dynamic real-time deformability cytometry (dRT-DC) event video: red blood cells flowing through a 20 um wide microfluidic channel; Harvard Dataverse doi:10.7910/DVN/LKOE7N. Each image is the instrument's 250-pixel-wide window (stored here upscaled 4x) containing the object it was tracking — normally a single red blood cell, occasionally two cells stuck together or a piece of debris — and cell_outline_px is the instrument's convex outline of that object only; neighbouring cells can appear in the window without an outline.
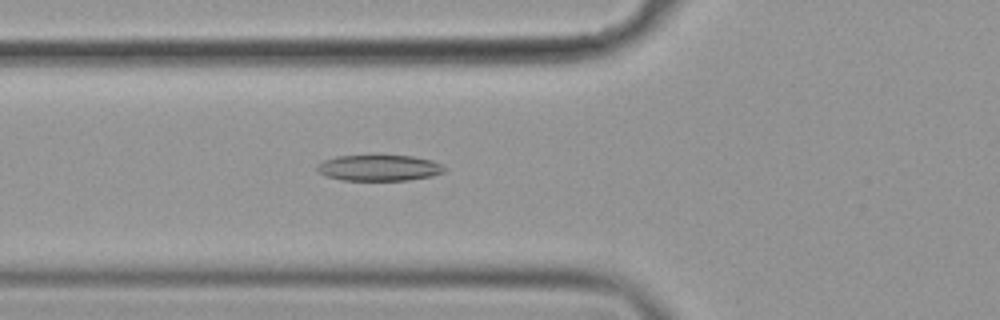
{"species": "common noctule bat (a hibernating species)", "species_latin": "Nyctalus noctula", "temperature_condition": "cold", "stored_images_in_passage": 56, "camera_frame_rate_fps": 3000, "um_per_image_px": 0.085, "animal": {"sex": "female", "body_mass_g": 19.9}, "frame": {"image": 1, "passage_image": 21, "time_ms": 6.667, "image_size_px": [1000, 320], "cell_outline_px": [[448, 168], [444, 172], [432, 176], [408, 180], [340, 180], [328, 176], [320, 172], [316, 168], [316, 164], [324, 160], [336, 156], [376, 152], [412, 156], [432, 160], [444, 164]], "centroid_in_image_um": [32.25, 14.21], "position_along_channel_um": 93.5, "area_um2": 20.4}}
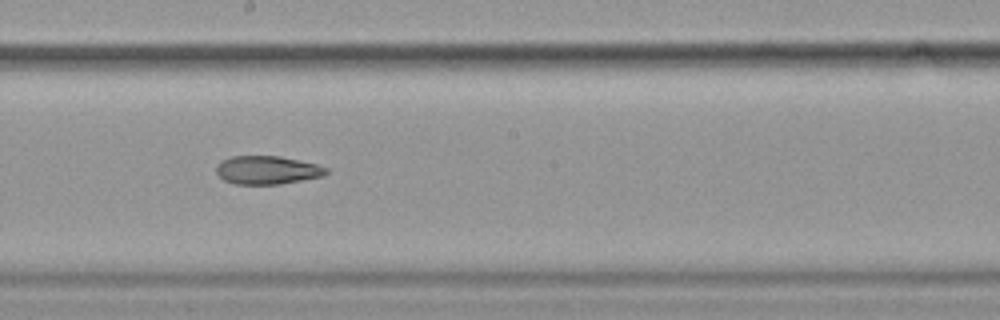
{"frame": {"image": 2, "passage_image": 32, "time_ms": 10.333, "image_size_px": [1000, 320], "cell_outline_px": [[328, 172], [324, 176], [280, 184], [236, 184], [224, 180], [216, 172], [216, 164], [220, 160], [232, 156], [280, 156], [300, 160], [316, 164], [328, 168]], "centroid_in_image_um": [22.71, 14.45], "position_along_channel_um": 225.5, "area_um2": 18.26}}
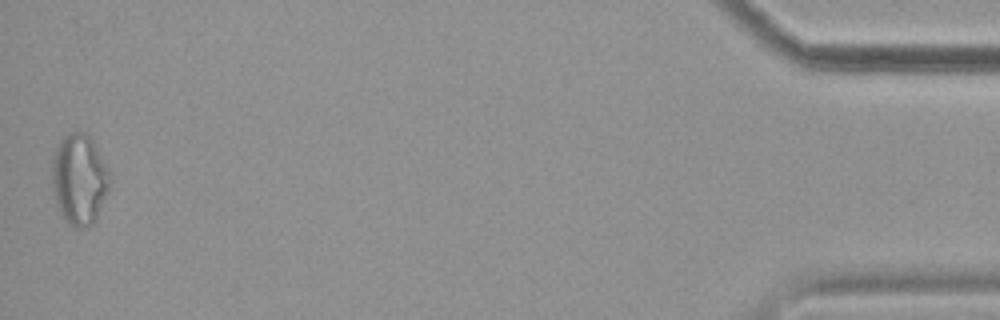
{"frame": {"image": 3, "passage_image": 56, "time_ms": 18.333, "image_size_px": [1000, 320], "cell_outline_px": [[108, 192], [92, 224], [88, 228], [80, 228], [72, 224], [60, 212], [56, 204], [52, 188], [52, 164], [56, 148], [60, 140], [68, 132], [84, 132], [92, 140], [104, 160], [108, 168]], "centroid_in_image_um": [6.72, 15.22], "position_along_channel_um": 428.5, "area_um2": 30.0}, "authors_computed_cell_mechanics": {"area_um2": 20.3167, "velocity_mm_per_s": 3.6007, "shape_relaxation_time_tau1_ms": null, "shape_relaxation_time_tau2_ms": 4.8718, "deformation_change_tau1": null, "deformation_change_tau2": 0.1452}}